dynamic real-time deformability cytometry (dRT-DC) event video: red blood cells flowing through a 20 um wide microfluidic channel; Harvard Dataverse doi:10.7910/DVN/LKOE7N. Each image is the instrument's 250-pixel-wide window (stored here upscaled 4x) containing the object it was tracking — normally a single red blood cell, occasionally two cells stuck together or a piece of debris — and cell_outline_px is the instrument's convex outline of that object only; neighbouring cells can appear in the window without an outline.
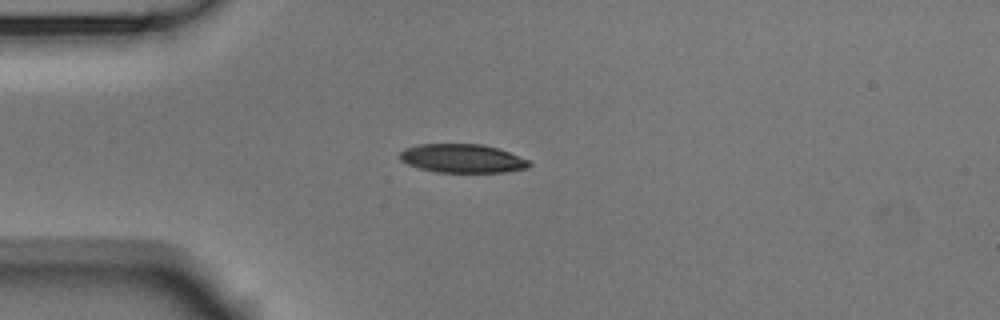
{"species": "Egyptian fruit bat (a non-hibernating species)", "species_latin": "Rousettus aegyptiacus", "temperature_condition": "room temperature", "stored_images_in_passage": 5, "camera_frame_rate_fps": 3000, "um_per_image_px": 0.085, "animal": {"sex": "male"}, "frame": {"image": 1, "passage_image": 4, "time_ms": 1.0, "image_size_px": [1000, 320], "cell_outline_px": [[532, 164], [528, 168], [504, 172], [436, 172], [420, 168], [408, 164], [400, 160], [400, 152], [404, 148], [420, 144], [480, 144], [496, 148], [508, 152], [528, 160]], "centroid_in_image_um": [39.28, 13.47], "position_along_channel_um": 45.7, "area_um2": 21.44}}